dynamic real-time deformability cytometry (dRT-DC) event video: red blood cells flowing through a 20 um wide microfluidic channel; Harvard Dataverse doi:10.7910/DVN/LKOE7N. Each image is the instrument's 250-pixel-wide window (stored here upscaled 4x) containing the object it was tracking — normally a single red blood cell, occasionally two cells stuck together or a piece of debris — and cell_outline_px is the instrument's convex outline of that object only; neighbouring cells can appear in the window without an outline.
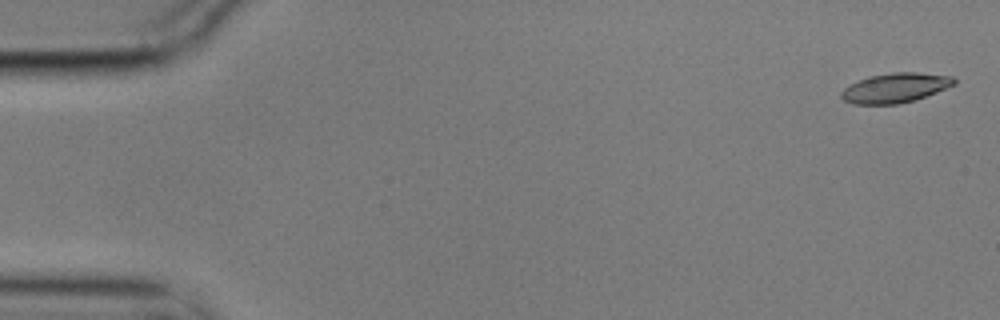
{"species": "common noctule bat (a hibernating species)", "species_latin": "Nyctalus noctula", "temperature_condition": "cold", "stored_images_in_passage": 4, "camera_frame_rate_fps": 3000, "um_per_image_px": 0.085, "animal": {"sex": "male", "body_mass_g": 17.9}, "frame": {"image": 1, "passage_image": 1, "time_ms": 0.0, "image_size_px": [1000, 320], "cell_outline_px": [[956, 84], [916, 100], [896, 104], [852, 104], [844, 100], [840, 96], [840, 92], [848, 84], [872, 76], [892, 72], [916, 72], [952, 76], [956, 80]], "centroid_in_image_um": [76.09, 7.47], "position_along_channel_um": 8.9, "area_um2": 19.48}}
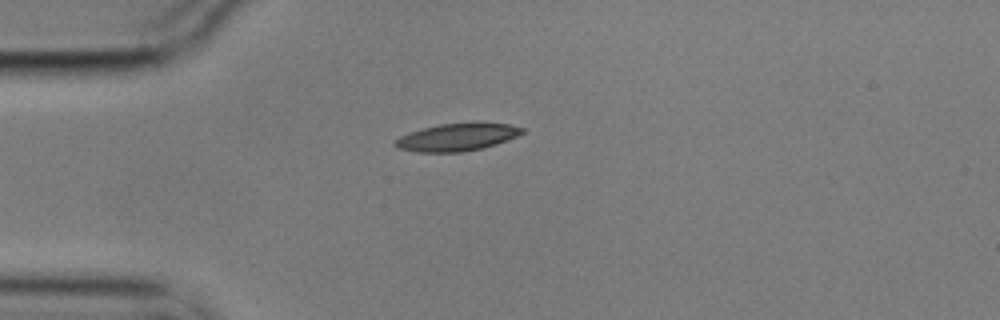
{"frame": {"image": 2, "passage_image": 4, "time_ms": 1.0, "image_size_px": [1000, 320], "cell_outline_px": [[524, 132], [516, 136], [496, 144], [480, 148], [460, 152], [416, 152], [396, 148], [392, 144], [400, 136], [424, 128], [440, 124], [508, 124], [524, 128]], "centroid_in_image_um": [38.79, 11.68], "position_along_channel_um": 46.2, "area_um2": 19.71}}